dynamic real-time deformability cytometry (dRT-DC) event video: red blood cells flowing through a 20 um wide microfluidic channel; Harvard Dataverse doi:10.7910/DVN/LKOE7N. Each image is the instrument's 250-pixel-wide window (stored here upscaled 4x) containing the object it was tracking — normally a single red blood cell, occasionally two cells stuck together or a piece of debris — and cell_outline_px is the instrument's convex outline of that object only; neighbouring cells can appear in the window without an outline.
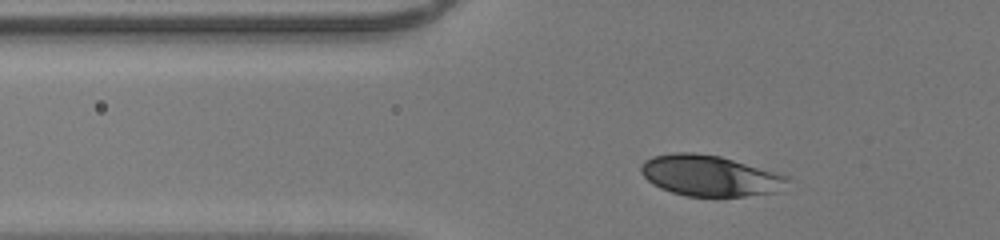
{"species": "human", "species_latin": "Homo sapiens", "temperature_condition": "room temperature", "stored_images_in_passage": 33, "camera_frame_rate_fps": 3000, "um_per_image_px": 0.085, "donor": {"sex": "male"}, "frame": {"image": 1, "passage_image": 7, "time_ms": 2.0, "image_size_px": [1000, 240], "cell_outline_px": [[788, 180], [780, 192], [744, 196], [684, 196], [660, 188], [652, 184], [640, 172], [640, 164], [644, 160], [652, 156], [672, 152], [692, 152], [720, 156], [788, 176]], "centroid_in_image_um": [60.29, 14.93], "position_along_channel_um": 65.5, "area_um2": 34.91}}
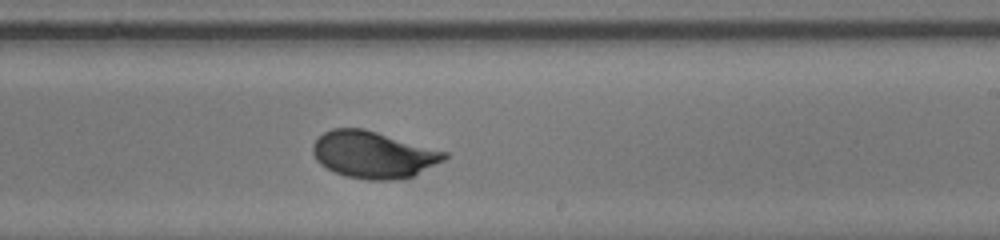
{"frame": {"image": 2, "passage_image": 22, "time_ms": 7.0, "image_size_px": [1000, 240], "cell_outline_px": [[448, 156], [444, 160], [412, 176], [396, 180], [368, 180], [344, 176], [320, 164], [316, 160], [312, 152], [312, 144], [324, 132], [332, 128], [364, 128], [448, 152]], "centroid_in_image_um": [31.72, 13.14], "position_along_channel_um": 257.3, "area_um2": 35.89}}
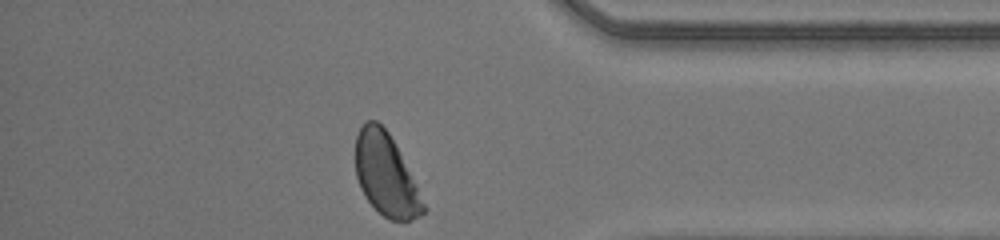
{"frame": {"image": 3, "passage_image": 33, "time_ms": 10.667, "image_size_px": [1000, 240], "cell_outline_px": [[428, 208], [420, 216], [408, 220], [388, 220], [364, 196], [360, 188], [356, 176], [356, 136], [360, 128], [368, 120], [376, 120], [388, 132], [416, 184]], "centroid_in_image_um": [32.8, 14.88], "position_along_channel_um": 402.4, "area_um2": 32.02}, "authors_computed_cell_mechanics": {"area_um2": 35.4314, "velocity_mm_per_s": 4.2376, "shape_relaxation_time_tau1_ms": 2.474, "shape_relaxation_time_tau2_ms": null, "deformation_change_tau1": 0.139, "deformation_change_tau2": null}}